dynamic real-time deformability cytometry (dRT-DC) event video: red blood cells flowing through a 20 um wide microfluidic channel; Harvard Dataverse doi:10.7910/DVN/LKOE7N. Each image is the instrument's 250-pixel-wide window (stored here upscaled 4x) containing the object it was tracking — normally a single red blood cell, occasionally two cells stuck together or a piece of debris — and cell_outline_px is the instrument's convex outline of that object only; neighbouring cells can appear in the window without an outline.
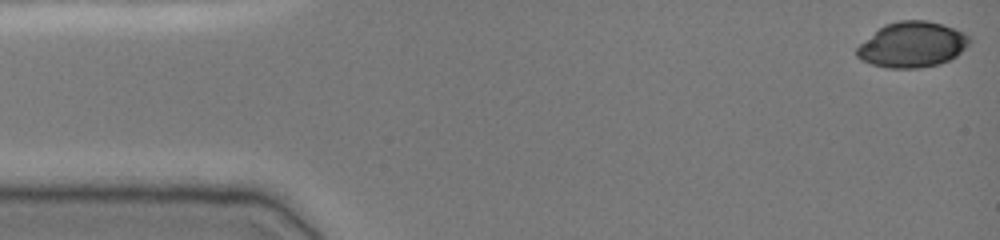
{"species": "common noctule bat (a hibernating species)", "species_latin": "Nyctalus noctula", "temperature_condition": "cold", "stored_images_in_passage": 4, "camera_frame_rate_fps": 3000, "um_per_image_px": 0.085, "animal": {"sex": "female", "body_mass_g": 19.0, "forearm_length_mm": 51.5}, "frame": {"image": 1, "passage_image": 1, "time_ms": 0.0, "image_size_px": [1000, 240], "cell_outline_px": [[972, 40], [956, 56], [940, 64], [920, 68], [888, 68], [872, 64], [860, 60], [856, 56], [856, 48], [860, 44], [884, 24], [900, 20], [928, 20], [964, 32]], "centroid_in_image_um": [77.52, 3.8], "position_along_channel_um": 7.5, "area_um2": 29.77}}